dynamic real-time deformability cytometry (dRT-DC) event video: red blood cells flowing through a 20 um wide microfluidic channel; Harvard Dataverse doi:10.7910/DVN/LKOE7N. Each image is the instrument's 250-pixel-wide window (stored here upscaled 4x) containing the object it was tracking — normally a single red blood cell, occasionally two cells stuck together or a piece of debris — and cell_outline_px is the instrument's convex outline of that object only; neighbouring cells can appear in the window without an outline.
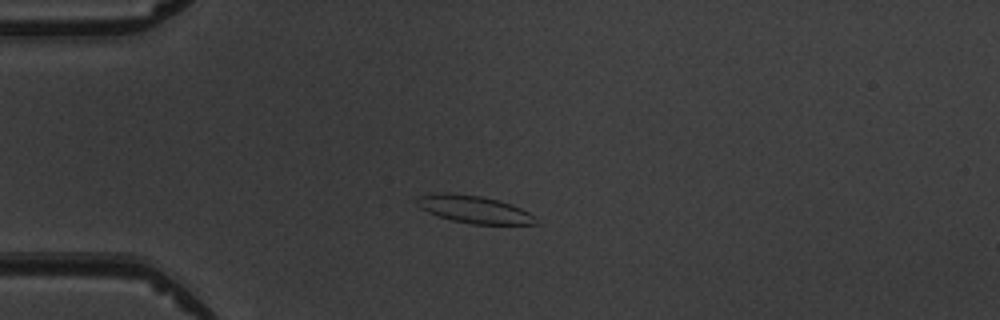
{"species": "common noctule bat (a hibernating species)", "species_latin": "Nyctalus noctula", "temperature_condition": "warm", "stored_images_in_passage": 7, "camera_frame_rate_fps": 3000, "um_per_image_px": 0.085, "animal": {"sex": "male", "body_mass_g": 19.5, "forearm_length_mm": 54.6}, "frame": {"image": 1, "passage_image": 3, "time_ms": 2.667, "image_size_px": [1000, 320], "cell_outline_px": [[536, 224], [472, 224], [452, 220], [428, 212], [420, 208], [416, 204], [416, 200], [420, 196], [436, 192], [448, 192], [480, 196], [500, 200], [512, 204], [536, 216]], "centroid_in_image_um": [40.29, 17.78], "position_along_channel_um": 44.7, "area_um2": 19.02}}
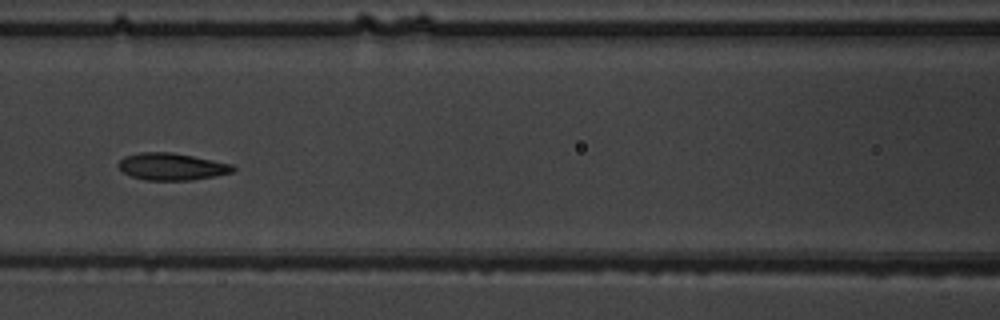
{"frame": {"image": 2, "passage_image": 6, "time_ms": 6.0, "image_size_px": [1000, 320], "cell_outline_px": [[236, 168], [232, 172], [216, 176], [192, 180], [144, 180], [132, 176], [124, 172], [116, 164], [124, 156], [140, 152], [172, 152], [232, 164]], "centroid_in_image_um": [14.59, 14.16], "position_along_channel_um": 152.0, "area_um2": 18.03}}
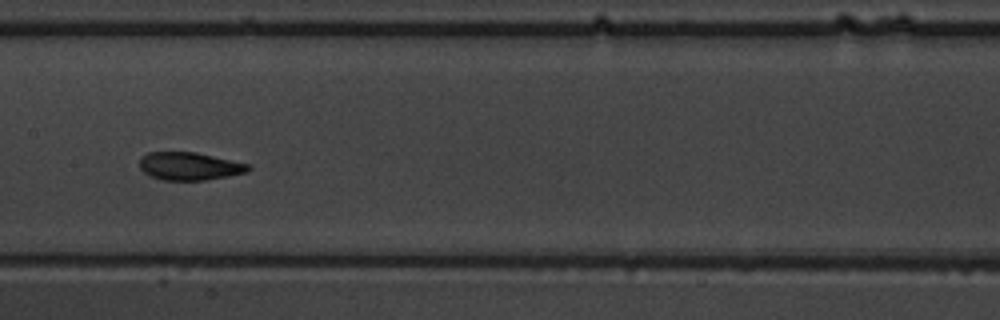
{"frame": {"image": 3, "passage_image": 7, "time_ms": 7.0, "image_size_px": [1000, 320], "cell_outline_px": [[252, 168], [248, 172], [228, 176], [204, 180], [164, 180], [152, 176], [144, 172], [140, 168], [140, 160], [148, 152], [196, 152], [248, 164]], "centroid_in_image_um": [16.13, 14.12], "position_along_channel_um": 191.3, "area_um2": 17.46}}